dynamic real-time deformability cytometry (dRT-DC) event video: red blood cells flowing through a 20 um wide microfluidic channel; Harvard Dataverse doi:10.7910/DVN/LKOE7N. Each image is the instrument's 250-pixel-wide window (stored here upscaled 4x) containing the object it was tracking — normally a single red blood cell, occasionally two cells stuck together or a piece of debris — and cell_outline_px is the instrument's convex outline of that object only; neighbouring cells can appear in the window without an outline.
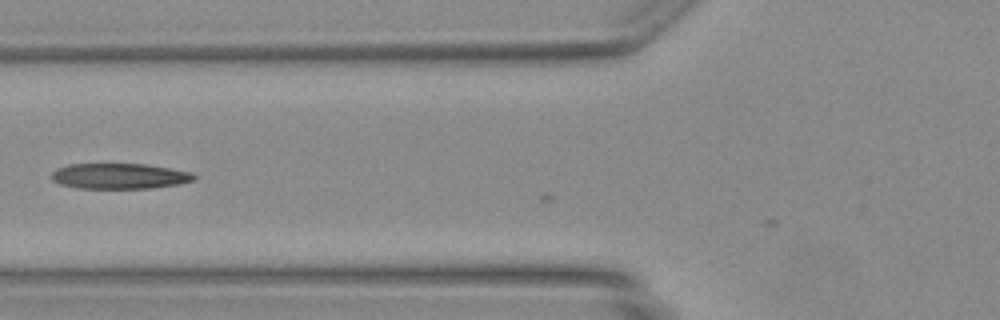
{"species": "Egyptian fruit bat (a non-hibernating species)", "species_latin": "Rousettus aegyptiacus", "temperature_condition": "warm", "stored_images_in_passage": 3, "camera_frame_rate_fps": 3000, "um_per_image_px": 0.085, "animal": {"sex": "female"}, "frame": {"image": 1, "passage_image": 2, "time_ms": 0.333, "image_size_px": [1000, 320], "cell_outline_px": [[196, 180], [176, 184], [148, 188], [76, 188], [60, 184], [52, 180], [52, 172], [56, 168], [68, 164], [144, 164], [192, 172], [196, 176]], "centroid_in_image_um": [10.12, 14.96], "position_along_channel_um": 115.7, "area_um2": 21.1}}